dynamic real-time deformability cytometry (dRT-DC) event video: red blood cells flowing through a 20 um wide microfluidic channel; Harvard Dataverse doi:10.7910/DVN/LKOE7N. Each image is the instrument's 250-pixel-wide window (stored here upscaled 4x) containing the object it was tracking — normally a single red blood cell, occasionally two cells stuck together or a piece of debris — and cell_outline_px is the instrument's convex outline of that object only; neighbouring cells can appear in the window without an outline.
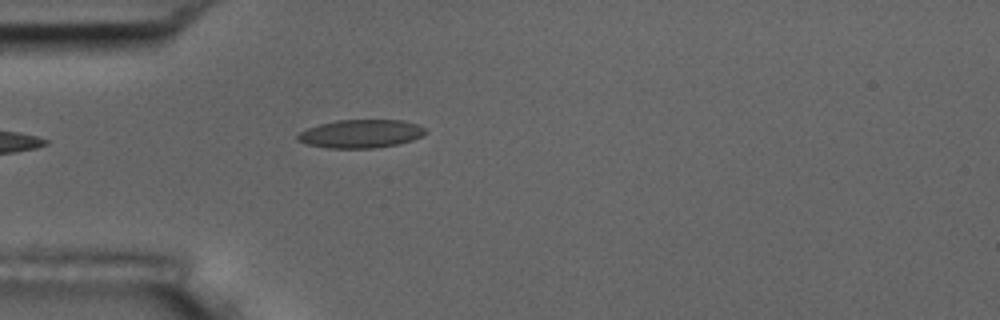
{"species": "common noctule bat (a hibernating species)", "species_latin": "Nyctalus noctula", "temperature_condition": "room temperature", "stored_images_in_passage": 1, "camera_frame_rate_fps": 3000, "um_per_image_px": 0.085, "animal": {"sex": "male", "body_mass_g": 17.5, "forearm_length_mm": 52.3}, "frame": {"image": 1, "passage_image": 1, "time_ms": 0.0, "image_size_px": [1000, 320], "cell_outline_px": [[428, 132], [412, 140], [396, 144], [376, 148], [328, 148], [308, 144], [296, 140], [296, 136], [300, 132], [308, 128], [320, 124], [336, 120], [404, 120], [416, 124], [424, 128]], "centroid_in_image_um": [30.66, 11.36], "position_along_channel_um": 54.3, "area_um2": 20.98}}